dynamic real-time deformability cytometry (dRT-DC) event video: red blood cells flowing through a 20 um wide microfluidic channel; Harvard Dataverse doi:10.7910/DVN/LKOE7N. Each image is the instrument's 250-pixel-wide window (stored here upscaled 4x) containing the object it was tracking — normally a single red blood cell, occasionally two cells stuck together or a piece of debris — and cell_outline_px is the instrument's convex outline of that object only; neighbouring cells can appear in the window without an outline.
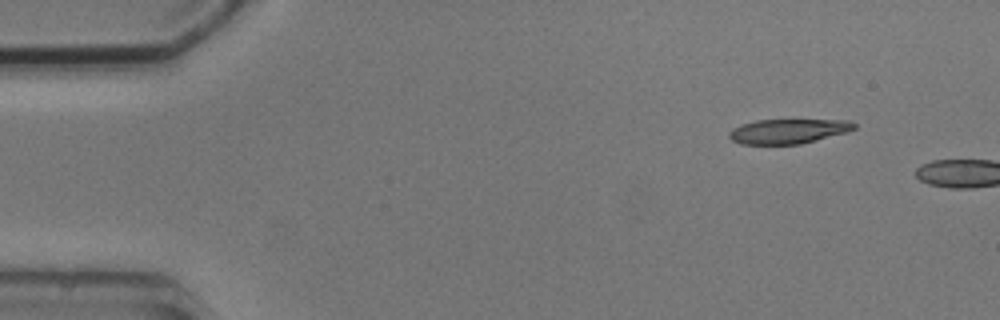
{"species": "common noctule bat (a hibernating species)", "species_latin": "Nyctalus noctula", "temperature_condition": "cold", "stored_images_in_passage": 2, "camera_frame_rate_fps": 3000, "um_per_image_px": 0.085, "animal": {"sex": "male", "body_mass_g": 20.5, "forearm_length_mm": 52.5}, "frame": {"image": 1, "passage_image": 1, "time_ms": 0.0, "image_size_px": [1000, 320], "cell_outline_px": [[856, 128], [848, 132], [800, 144], [740, 144], [732, 140], [728, 136], [728, 132], [732, 128], [740, 124], [756, 120], [852, 120], [856, 124]], "centroid_in_image_um": [66.99, 11.15], "position_along_channel_um": 18.0, "area_um2": 18.09}}